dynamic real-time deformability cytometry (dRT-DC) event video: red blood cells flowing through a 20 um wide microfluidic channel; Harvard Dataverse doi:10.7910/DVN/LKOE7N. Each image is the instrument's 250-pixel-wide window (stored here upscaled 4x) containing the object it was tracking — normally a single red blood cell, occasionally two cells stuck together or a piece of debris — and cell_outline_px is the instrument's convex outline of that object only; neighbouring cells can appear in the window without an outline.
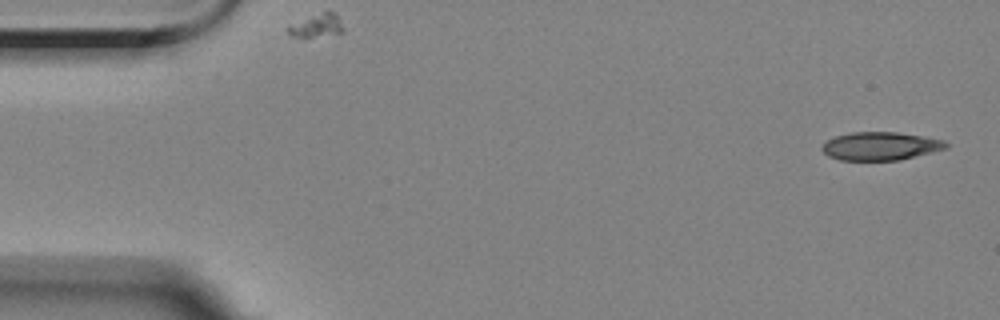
{"species": "Egyptian fruit bat (a non-hibernating species)", "species_latin": "Rousettus aegyptiacus", "temperature_condition": "room temperature", "stored_images_in_passage": 4, "camera_frame_rate_fps": 3000, "um_per_image_px": 0.085, "animal": {"sex": "female"}, "frame": {"image": 1, "passage_image": 1, "time_ms": 0.0, "image_size_px": [1000, 320], "cell_outline_px": [[948, 148], [900, 160], [840, 160], [828, 156], [820, 148], [828, 140], [836, 136], [852, 132], [896, 132], [944, 140], [948, 144]], "centroid_in_image_um": [74.84, 12.42], "position_along_channel_um": 10.2, "area_um2": 20.23}}